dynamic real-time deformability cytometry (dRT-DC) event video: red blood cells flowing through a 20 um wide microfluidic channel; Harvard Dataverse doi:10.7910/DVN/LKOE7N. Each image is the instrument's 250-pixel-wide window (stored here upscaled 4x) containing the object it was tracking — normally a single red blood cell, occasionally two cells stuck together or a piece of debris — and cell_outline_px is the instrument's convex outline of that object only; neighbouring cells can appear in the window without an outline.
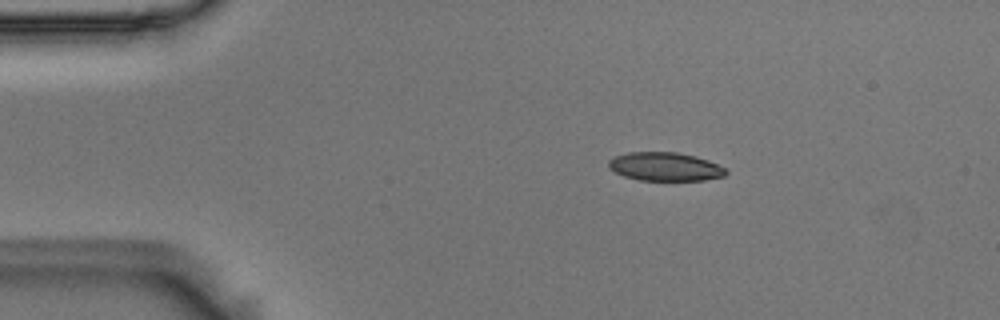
{"species": "Egyptian fruit bat (a non-hibernating species)", "species_latin": "Rousettus aegyptiacus", "temperature_condition": "room temperature", "stored_images_in_passage": 4, "camera_frame_rate_fps": 3000, "um_per_image_px": 0.085, "animal": {"sex": "male"}, "frame": {"image": 1, "passage_image": 3, "time_ms": 0.667, "image_size_px": [1000, 320], "cell_outline_px": [[728, 172], [724, 176], [704, 180], [640, 180], [624, 176], [608, 168], [608, 160], [612, 156], [628, 152], [676, 152], [696, 156], [708, 160], [724, 168]], "centroid_in_image_um": [56.49, 14.15], "position_along_channel_um": 28.5, "area_um2": 19.54}}